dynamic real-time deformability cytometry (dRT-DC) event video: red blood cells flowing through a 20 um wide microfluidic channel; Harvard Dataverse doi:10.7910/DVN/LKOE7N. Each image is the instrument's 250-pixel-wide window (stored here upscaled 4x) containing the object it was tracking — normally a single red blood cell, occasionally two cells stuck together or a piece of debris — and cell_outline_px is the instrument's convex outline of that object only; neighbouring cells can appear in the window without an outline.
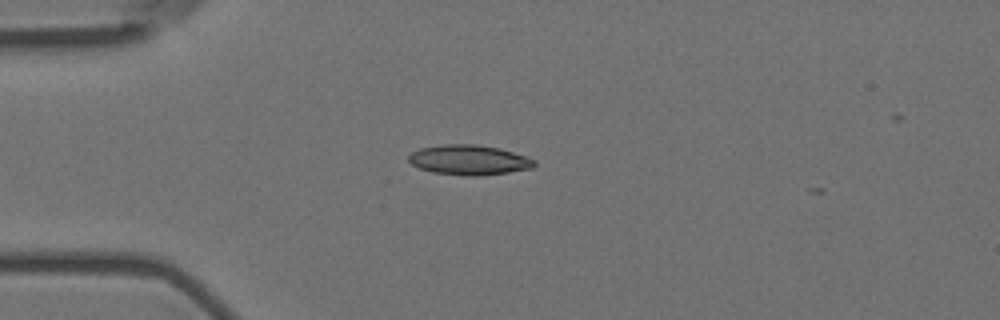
{"species": "Egyptian fruit bat (a non-hibernating species)", "species_latin": "Rousettus aegyptiacus", "temperature_condition": "room temperature", "stored_images_in_passage": 2, "camera_frame_rate_fps": 3000, "um_per_image_px": 0.085, "animal": {"sex": "female"}, "frame": {"image": 1, "passage_image": 1, "time_ms": 0.0, "image_size_px": [1000, 320], "cell_outline_px": [[536, 164], [532, 168], [508, 172], [480, 176], [468, 176], [432, 172], [420, 168], [412, 164], [408, 160], [408, 156], [412, 152], [420, 148], [444, 144], [476, 144], [500, 148], [536, 160]], "centroid_in_image_um": [39.86, 13.59], "position_along_channel_um": 45.1, "area_um2": 21.91}}